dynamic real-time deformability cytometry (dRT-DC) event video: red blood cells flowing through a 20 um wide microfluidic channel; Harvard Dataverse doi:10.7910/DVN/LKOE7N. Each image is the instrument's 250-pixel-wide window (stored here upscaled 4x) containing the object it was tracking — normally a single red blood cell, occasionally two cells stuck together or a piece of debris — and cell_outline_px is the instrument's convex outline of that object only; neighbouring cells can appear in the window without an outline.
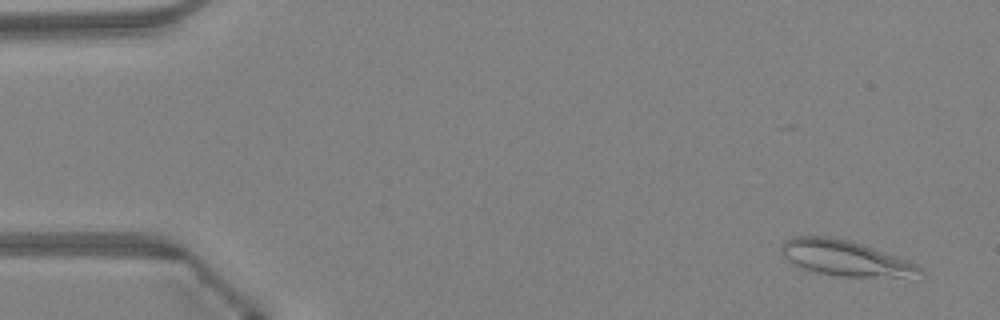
{"species": "Egyptian fruit bat (a non-hibernating species)", "species_latin": "Rousettus aegyptiacus", "temperature_condition": "warm", "stored_images_in_passage": 48, "camera_frame_rate_fps": 3000, "um_per_image_px": 0.085, "animal": {"sex": "female"}, "frame": {"image": 1, "passage_image": 3, "time_ms": 0.667, "image_size_px": [1000, 320], "cell_outline_px": [[924, 280], [916, 280], [840, 276], [820, 272], [804, 268], [788, 260], [780, 252], [780, 244], [784, 240], [792, 236], [832, 236], [848, 240], [872, 248], [916, 264], [924, 272]], "centroid_in_image_um": [71.98, 21.99], "position_along_channel_um": 13.0, "area_um2": 29.3}}
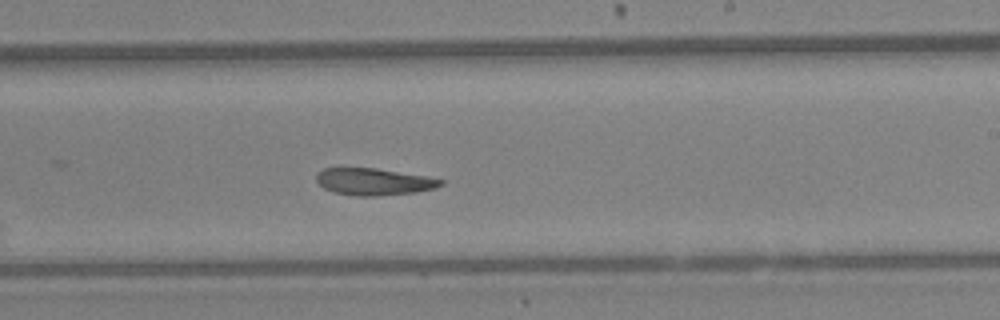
{"frame": {"image": 2, "passage_image": 29, "time_ms": 9.333, "image_size_px": [1000, 320], "cell_outline_px": [[444, 184], [436, 188], [416, 192], [376, 196], [356, 196], [332, 192], [324, 188], [316, 180], [316, 176], [324, 168], [376, 168], [428, 176], [444, 180]], "centroid_in_image_um": [31.81, 15.45], "position_along_channel_um": 257.2, "area_um2": 19.59}}
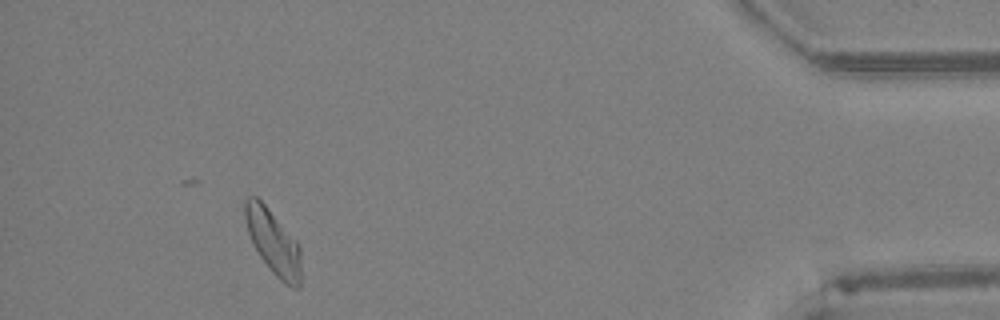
{"frame": {"image": 3, "passage_image": 44, "time_ms": 14.333, "image_size_px": [1000, 320], "cell_outline_px": [[300, 288], [292, 288], [284, 284], [272, 272], [260, 256], [248, 232], [244, 216], [244, 200], [248, 196], [256, 196], [264, 204], [296, 240], [300, 248]], "centroid_in_image_um": [23.22, 20.59], "position_along_channel_um": 412.0, "area_um2": 20.81}, "authors_computed_cell_mechanics": {"area_um2": 21.3282, "velocity_mm_per_s": 4.2838, "shape_relaxation_time_tau1_ms": 10.5984, "shape_relaxation_time_tau2_ms": null, "deformation_change_tau1": 0.2461, "deformation_change_tau2": null}}